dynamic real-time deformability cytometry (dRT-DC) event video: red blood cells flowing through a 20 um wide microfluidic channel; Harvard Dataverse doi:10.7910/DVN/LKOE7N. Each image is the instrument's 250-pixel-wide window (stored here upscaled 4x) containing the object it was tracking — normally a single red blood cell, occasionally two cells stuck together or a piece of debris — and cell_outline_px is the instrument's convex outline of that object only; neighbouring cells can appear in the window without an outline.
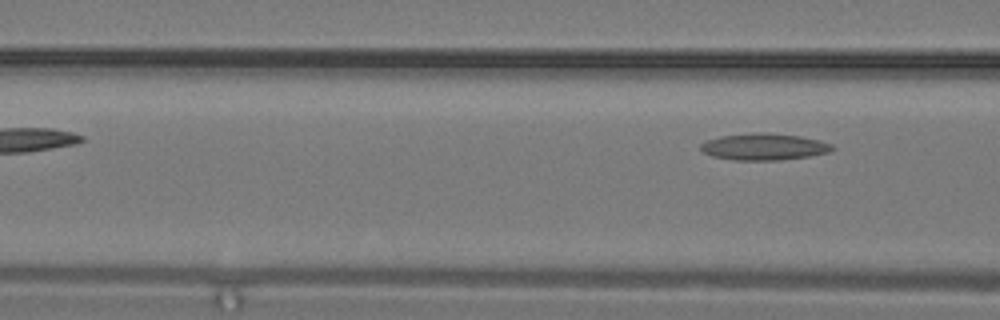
{"species": "common noctule bat (a hibernating species)", "species_latin": "Nyctalus noctula", "temperature_condition": "warm", "stored_images_in_passage": 9, "segment_of_instrument_passage": [2, 2], "camera_frame_rate_fps": 3000, "um_per_image_px": 0.085, "animal": {"sex": "male", "body_mass_g": 19.2, "forearm_length_mm": 51.8}, "frame": {"image": 1, "passage_image": 9, "time_ms": 2.667, "image_size_px": [1000, 320], "cell_outline_px": [[836, 148], [828, 152], [808, 156], [780, 160], [732, 160], [712, 156], [704, 152], [700, 148], [700, 144], [708, 140], [720, 136], [760, 132], [764, 132], [800, 136], [820, 140], [832, 144]], "centroid_in_image_um": [64.95, 12.47], "position_along_channel_um": 101.6, "area_um2": 20.4}}